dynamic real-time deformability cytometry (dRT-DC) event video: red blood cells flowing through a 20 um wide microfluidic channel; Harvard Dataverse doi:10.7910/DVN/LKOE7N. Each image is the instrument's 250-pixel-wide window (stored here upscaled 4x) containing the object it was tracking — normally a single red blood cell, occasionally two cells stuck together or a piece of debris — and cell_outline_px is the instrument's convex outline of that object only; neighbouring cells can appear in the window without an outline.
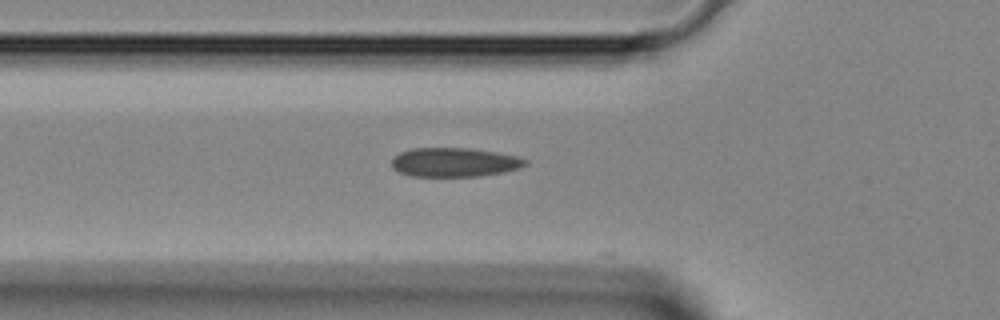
{"species": "Egyptian fruit bat (a non-hibernating species)", "species_latin": "Rousettus aegyptiacus", "temperature_condition": "room temperature", "stored_images_in_passage": 31, "camera_frame_rate_fps": 3000, "um_per_image_px": 0.085, "animal": {"sex": "female"}, "frame": {"image": 1, "passage_image": 5, "time_ms": 1.333, "image_size_px": [1000, 320], "cell_outline_px": [[528, 164], [520, 168], [504, 172], [480, 176], [412, 176], [400, 172], [392, 168], [392, 156], [400, 152], [412, 148], [472, 148], [496, 152], [516, 156], [528, 160]], "centroid_in_image_um": [38.63, 13.79], "position_along_channel_um": 87.2, "area_um2": 22.77}}
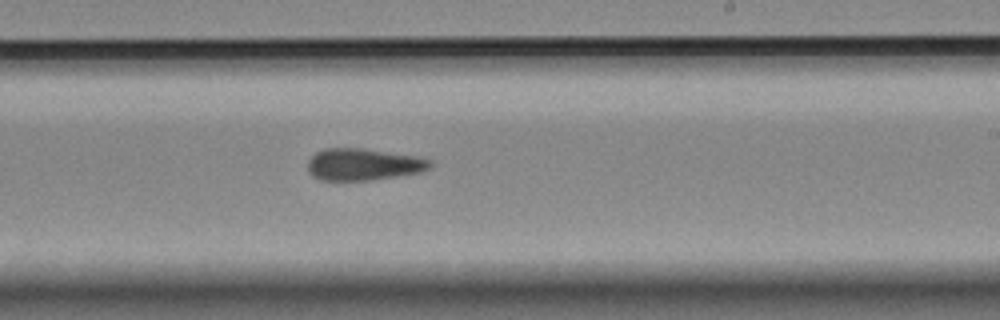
{"frame": {"image": 2, "passage_image": 16, "time_ms": 5.0, "image_size_px": [1000, 320], "cell_outline_px": [[432, 164], [428, 168], [420, 172], [372, 180], [320, 180], [312, 176], [308, 172], [308, 160], [316, 152], [324, 148], [360, 148], [416, 156], [432, 160]], "centroid_in_image_um": [30.85, 13.97], "position_along_channel_um": 258.2, "area_um2": 22.66}}
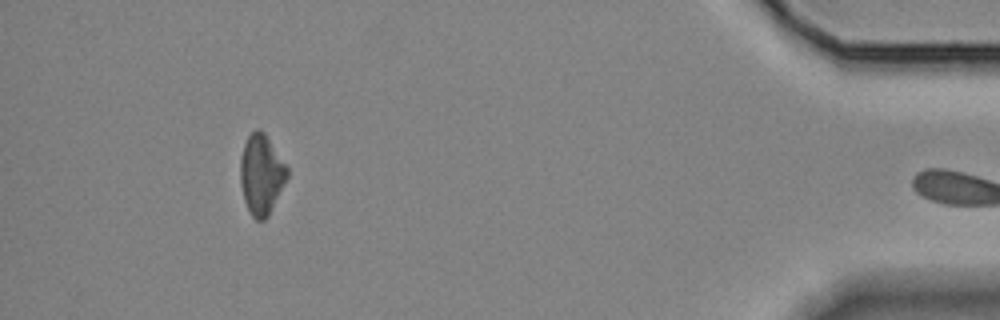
{"frame": {"image": 3, "passage_image": 30, "time_ms": 9.667, "image_size_px": [1000, 320], "cell_outline_px": [[288, 176], [268, 216], [264, 220], [256, 220], [252, 216], [244, 200], [240, 184], [240, 160], [244, 144], [248, 136], [256, 128], [260, 128], [264, 132], [288, 168]], "centroid_in_image_um": [22.2, 14.82], "position_along_channel_um": 413.0, "area_um2": 21.68}}